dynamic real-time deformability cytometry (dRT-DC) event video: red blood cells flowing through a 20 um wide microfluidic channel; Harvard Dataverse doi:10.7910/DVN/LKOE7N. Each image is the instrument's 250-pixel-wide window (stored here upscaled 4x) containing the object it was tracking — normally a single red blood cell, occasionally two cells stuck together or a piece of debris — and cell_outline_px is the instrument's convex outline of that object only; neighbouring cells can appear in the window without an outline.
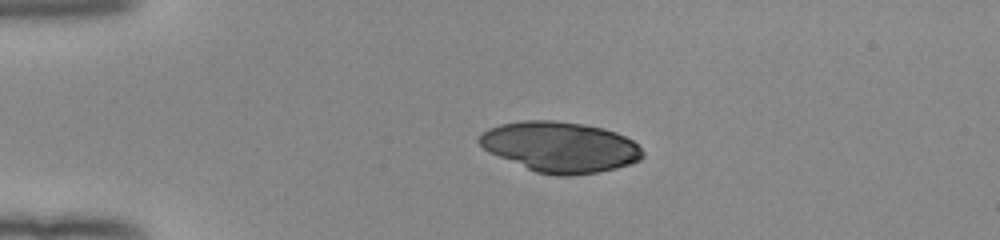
{"species": "human", "species_latin": "Homo sapiens", "temperature_condition": "room temperature", "stored_images_in_passage": 8, "camera_frame_rate_fps": 3000, "um_per_image_px": 0.085, "donor": {"sex": "female"}, "frame": {"image": 1, "passage_image": 3, "time_ms": 0.667, "image_size_px": [1000, 240], "cell_outline_px": [[636, 156], [632, 160], [620, 164], [604, 168], [584, 172], [548, 172], [576, 128], [592, 128], [608, 132], [620, 136], [628, 140], [636, 148]], "centroid_in_image_um": [50.41, 12.88], "position_along_channel_um": 34.6, "area_um2": 19.02}}